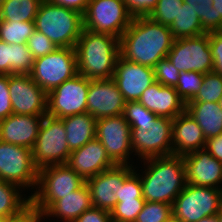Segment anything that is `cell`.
<instances>
[{"instance_id": "f35d334b", "label": "cell", "mask_w": 222, "mask_h": 222, "mask_svg": "<svg viewBox=\"0 0 222 222\" xmlns=\"http://www.w3.org/2000/svg\"><path fill=\"white\" fill-rule=\"evenodd\" d=\"M179 74V70L167 58L159 60L154 67L155 81L163 86L176 87Z\"/></svg>"}, {"instance_id": "8fae6325", "label": "cell", "mask_w": 222, "mask_h": 222, "mask_svg": "<svg viewBox=\"0 0 222 222\" xmlns=\"http://www.w3.org/2000/svg\"><path fill=\"white\" fill-rule=\"evenodd\" d=\"M0 181L16 184L21 189H36L38 168L33 162L32 150L0 141Z\"/></svg>"}, {"instance_id": "e575fe53", "label": "cell", "mask_w": 222, "mask_h": 222, "mask_svg": "<svg viewBox=\"0 0 222 222\" xmlns=\"http://www.w3.org/2000/svg\"><path fill=\"white\" fill-rule=\"evenodd\" d=\"M172 215L171 204L146 201L135 222H165Z\"/></svg>"}, {"instance_id": "2e32d148", "label": "cell", "mask_w": 222, "mask_h": 222, "mask_svg": "<svg viewBox=\"0 0 222 222\" xmlns=\"http://www.w3.org/2000/svg\"><path fill=\"white\" fill-rule=\"evenodd\" d=\"M133 171L132 165H116L87 179L92 205L111 212L117 203L119 186Z\"/></svg>"}, {"instance_id": "c3c4849f", "label": "cell", "mask_w": 222, "mask_h": 222, "mask_svg": "<svg viewBox=\"0 0 222 222\" xmlns=\"http://www.w3.org/2000/svg\"><path fill=\"white\" fill-rule=\"evenodd\" d=\"M54 5L63 6L78 11L82 15L85 13L90 0H46Z\"/></svg>"}, {"instance_id": "6da1fadb", "label": "cell", "mask_w": 222, "mask_h": 222, "mask_svg": "<svg viewBox=\"0 0 222 222\" xmlns=\"http://www.w3.org/2000/svg\"><path fill=\"white\" fill-rule=\"evenodd\" d=\"M173 41L168 26L148 16L133 17L119 39L120 56L127 61L154 68L159 60L167 58Z\"/></svg>"}, {"instance_id": "7c38bea8", "label": "cell", "mask_w": 222, "mask_h": 222, "mask_svg": "<svg viewBox=\"0 0 222 222\" xmlns=\"http://www.w3.org/2000/svg\"><path fill=\"white\" fill-rule=\"evenodd\" d=\"M90 79L76 74L47 94V115L62 119L87 112Z\"/></svg>"}, {"instance_id": "484cf974", "label": "cell", "mask_w": 222, "mask_h": 222, "mask_svg": "<svg viewBox=\"0 0 222 222\" xmlns=\"http://www.w3.org/2000/svg\"><path fill=\"white\" fill-rule=\"evenodd\" d=\"M186 111L202 129L206 139L222 133V109L215 102H187Z\"/></svg>"}, {"instance_id": "11a10c76", "label": "cell", "mask_w": 222, "mask_h": 222, "mask_svg": "<svg viewBox=\"0 0 222 222\" xmlns=\"http://www.w3.org/2000/svg\"><path fill=\"white\" fill-rule=\"evenodd\" d=\"M219 104H220V107H221V109H222V95H221V97H220V99H219Z\"/></svg>"}, {"instance_id": "d4e9b609", "label": "cell", "mask_w": 222, "mask_h": 222, "mask_svg": "<svg viewBox=\"0 0 222 222\" xmlns=\"http://www.w3.org/2000/svg\"><path fill=\"white\" fill-rule=\"evenodd\" d=\"M34 61L27 44H8L0 40V75L30 74Z\"/></svg>"}, {"instance_id": "7402d4cb", "label": "cell", "mask_w": 222, "mask_h": 222, "mask_svg": "<svg viewBox=\"0 0 222 222\" xmlns=\"http://www.w3.org/2000/svg\"><path fill=\"white\" fill-rule=\"evenodd\" d=\"M44 116L10 114L0 120V141L32 150Z\"/></svg>"}, {"instance_id": "ee69618b", "label": "cell", "mask_w": 222, "mask_h": 222, "mask_svg": "<svg viewBox=\"0 0 222 222\" xmlns=\"http://www.w3.org/2000/svg\"><path fill=\"white\" fill-rule=\"evenodd\" d=\"M8 85L9 75H0V120L12 114Z\"/></svg>"}, {"instance_id": "30bf717a", "label": "cell", "mask_w": 222, "mask_h": 222, "mask_svg": "<svg viewBox=\"0 0 222 222\" xmlns=\"http://www.w3.org/2000/svg\"><path fill=\"white\" fill-rule=\"evenodd\" d=\"M222 203V189L186 184L176 197L172 211L181 222H197L218 213Z\"/></svg>"}, {"instance_id": "ac0fdd59", "label": "cell", "mask_w": 222, "mask_h": 222, "mask_svg": "<svg viewBox=\"0 0 222 222\" xmlns=\"http://www.w3.org/2000/svg\"><path fill=\"white\" fill-rule=\"evenodd\" d=\"M125 103L123 95L112 78L90 81L87 113L94 118L122 115Z\"/></svg>"}, {"instance_id": "e0dca14e", "label": "cell", "mask_w": 222, "mask_h": 222, "mask_svg": "<svg viewBox=\"0 0 222 222\" xmlns=\"http://www.w3.org/2000/svg\"><path fill=\"white\" fill-rule=\"evenodd\" d=\"M112 79L126 102L138 101L142 93L155 82L154 68L119 56Z\"/></svg>"}, {"instance_id": "5bb4252c", "label": "cell", "mask_w": 222, "mask_h": 222, "mask_svg": "<svg viewBox=\"0 0 222 222\" xmlns=\"http://www.w3.org/2000/svg\"><path fill=\"white\" fill-rule=\"evenodd\" d=\"M95 137L116 165H132L128 162L133 153L131 127L123 114L97 119Z\"/></svg>"}, {"instance_id": "cb8c5ba5", "label": "cell", "mask_w": 222, "mask_h": 222, "mask_svg": "<svg viewBox=\"0 0 222 222\" xmlns=\"http://www.w3.org/2000/svg\"><path fill=\"white\" fill-rule=\"evenodd\" d=\"M92 206L90 189L85 182L79 189L57 200L43 215L45 219L57 217L63 222H74Z\"/></svg>"}, {"instance_id": "4316f807", "label": "cell", "mask_w": 222, "mask_h": 222, "mask_svg": "<svg viewBox=\"0 0 222 222\" xmlns=\"http://www.w3.org/2000/svg\"><path fill=\"white\" fill-rule=\"evenodd\" d=\"M67 133L70 151L77 150L96 136V121L89 113L76 114L61 119Z\"/></svg>"}, {"instance_id": "1f68e13d", "label": "cell", "mask_w": 222, "mask_h": 222, "mask_svg": "<svg viewBox=\"0 0 222 222\" xmlns=\"http://www.w3.org/2000/svg\"><path fill=\"white\" fill-rule=\"evenodd\" d=\"M222 95V76L213 71L205 73L201 87L196 96L189 102L219 103Z\"/></svg>"}, {"instance_id": "4fadbf2b", "label": "cell", "mask_w": 222, "mask_h": 222, "mask_svg": "<svg viewBox=\"0 0 222 222\" xmlns=\"http://www.w3.org/2000/svg\"><path fill=\"white\" fill-rule=\"evenodd\" d=\"M167 59L179 72L196 71L202 74L211 72L213 58L208 33L174 39Z\"/></svg>"}, {"instance_id": "b9f144b4", "label": "cell", "mask_w": 222, "mask_h": 222, "mask_svg": "<svg viewBox=\"0 0 222 222\" xmlns=\"http://www.w3.org/2000/svg\"><path fill=\"white\" fill-rule=\"evenodd\" d=\"M208 37L213 58L212 71L222 76V31L209 32Z\"/></svg>"}, {"instance_id": "f6af8a7d", "label": "cell", "mask_w": 222, "mask_h": 222, "mask_svg": "<svg viewBox=\"0 0 222 222\" xmlns=\"http://www.w3.org/2000/svg\"><path fill=\"white\" fill-rule=\"evenodd\" d=\"M44 215L31 203L18 215L6 218L4 222H41Z\"/></svg>"}, {"instance_id": "74e56055", "label": "cell", "mask_w": 222, "mask_h": 222, "mask_svg": "<svg viewBox=\"0 0 222 222\" xmlns=\"http://www.w3.org/2000/svg\"><path fill=\"white\" fill-rule=\"evenodd\" d=\"M124 180L123 184L119 186L117 201L123 200H145L143 198L142 184L140 176L135 170Z\"/></svg>"}, {"instance_id": "f1b7e54d", "label": "cell", "mask_w": 222, "mask_h": 222, "mask_svg": "<svg viewBox=\"0 0 222 222\" xmlns=\"http://www.w3.org/2000/svg\"><path fill=\"white\" fill-rule=\"evenodd\" d=\"M42 1L6 0L0 6V19L13 22H34Z\"/></svg>"}, {"instance_id": "3957f363", "label": "cell", "mask_w": 222, "mask_h": 222, "mask_svg": "<svg viewBox=\"0 0 222 222\" xmlns=\"http://www.w3.org/2000/svg\"><path fill=\"white\" fill-rule=\"evenodd\" d=\"M75 50L79 74L90 80L113 77L120 56L119 38L83 29Z\"/></svg>"}, {"instance_id": "9a60e30c", "label": "cell", "mask_w": 222, "mask_h": 222, "mask_svg": "<svg viewBox=\"0 0 222 222\" xmlns=\"http://www.w3.org/2000/svg\"><path fill=\"white\" fill-rule=\"evenodd\" d=\"M8 89L12 114L47 115V93L33 81L29 74L9 75Z\"/></svg>"}, {"instance_id": "d6986e66", "label": "cell", "mask_w": 222, "mask_h": 222, "mask_svg": "<svg viewBox=\"0 0 222 222\" xmlns=\"http://www.w3.org/2000/svg\"><path fill=\"white\" fill-rule=\"evenodd\" d=\"M183 159L188 184L222 189V162L205 148L188 153Z\"/></svg>"}, {"instance_id": "7a4b0ae2", "label": "cell", "mask_w": 222, "mask_h": 222, "mask_svg": "<svg viewBox=\"0 0 222 222\" xmlns=\"http://www.w3.org/2000/svg\"><path fill=\"white\" fill-rule=\"evenodd\" d=\"M147 167L140 176L145 201L173 205L185 188L186 174L183 156L169 155L143 160Z\"/></svg>"}, {"instance_id": "8d00e7d4", "label": "cell", "mask_w": 222, "mask_h": 222, "mask_svg": "<svg viewBox=\"0 0 222 222\" xmlns=\"http://www.w3.org/2000/svg\"><path fill=\"white\" fill-rule=\"evenodd\" d=\"M145 202V200L117 201L115 207L110 212L111 218L119 222H135Z\"/></svg>"}, {"instance_id": "7bdbcfd3", "label": "cell", "mask_w": 222, "mask_h": 222, "mask_svg": "<svg viewBox=\"0 0 222 222\" xmlns=\"http://www.w3.org/2000/svg\"><path fill=\"white\" fill-rule=\"evenodd\" d=\"M128 12L133 17L148 16L158 0H123Z\"/></svg>"}, {"instance_id": "83f0119b", "label": "cell", "mask_w": 222, "mask_h": 222, "mask_svg": "<svg viewBox=\"0 0 222 222\" xmlns=\"http://www.w3.org/2000/svg\"><path fill=\"white\" fill-rule=\"evenodd\" d=\"M169 29L174 39L195 37L206 33L202 28L197 12L185 2H183L177 18H175Z\"/></svg>"}, {"instance_id": "9c48e42d", "label": "cell", "mask_w": 222, "mask_h": 222, "mask_svg": "<svg viewBox=\"0 0 222 222\" xmlns=\"http://www.w3.org/2000/svg\"><path fill=\"white\" fill-rule=\"evenodd\" d=\"M132 19L123 0H90L83 14V27L120 39Z\"/></svg>"}, {"instance_id": "db71d44e", "label": "cell", "mask_w": 222, "mask_h": 222, "mask_svg": "<svg viewBox=\"0 0 222 222\" xmlns=\"http://www.w3.org/2000/svg\"><path fill=\"white\" fill-rule=\"evenodd\" d=\"M5 219H6V217H5V216L0 215V222H4V221H5Z\"/></svg>"}, {"instance_id": "44dd1931", "label": "cell", "mask_w": 222, "mask_h": 222, "mask_svg": "<svg viewBox=\"0 0 222 222\" xmlns=\"http://www.w3.org/2000/svg\"><path fill=\"white\" fill-rule=\"evenodd\" d=\"M138 101L160 117L174 119L186 111V103L175 87L163 86L157 81L142 93Z\"/></svg>"}, {"instance_id": "816d5d0a", "label": "cell", "mask_w": 222, "mask_h": 222, "mask_svg": "<svg viewBox=\"0 0 222 222\" xmlns=\"http://www.w3.org/2000/svg\"><path fill=\"white\" fill-rule=\"evenodd\" d=\"M165 222H181V221L178 218H176L174 215H172Z\"/></svg>"}, {"instance_id": "52a82bcc", "label": "cell", "mask_w": 222, "mask_h": 222, "mask_svg": "<svg viewBox=\"0 0 222 222\" xmlns=\"http://www.w3.org/2000/svg\"><path fill=\"white\" fill-rule=\"evenodd\" d=\"M76 74L78 71L75 48L58 47L53 52L36 58L29 75L48 94Z\"/></svg>"}, {"instance_id": "8992f818", "label": "cell", "mask_w": 222, "mask_h": 222, "mask_svg": "<svg viewBox=\"0 0 222 222\" xmlns=\"http://www.w3.org/2000/svg\"><path fill=\"white\" fill-rule=\"evenodd\" d=\"M172 123L173 119L160 116L152 122H128L135 156L146 160L173 155Z\"/></svg>"}, {"instance_id": "4dcf8cb0", "label": "cell", "mask_w": 222, "mask_h": 222, "mask_svg": "<svg viewBox=\"0 0 222 222\" xmlns=\"http://www.w3.org/2000/svg\"><path fill=\"white\" fill-rule=\"evenodd\" d=\"M35 30L34 22H13L0 19V40L8 44H26Z\"/></svg>"}, {"instance_id": "836d02e7", "label": "cell", "mask_w": 222, "mask_h": 222, "mask_svg": "<svg viewBox=\"0 0 222 222\" xmlns=\"http://www.w3.org/2000/svg\"><path fill=\"white\" fill-rule=\"evenodd\" d=\"M183 2V0H158L148 17L157 23L170 27L175 18H177Z\"/></svg>"}, {"instance_id": "5b68a950", "label": "cell", "mask_w": 222, "mask_h": 222, "mask_svg": "<svg viewBox=\"0 0 222 222\" xmlns=\"http://www.w3.org/2000/svg\"><path fill=\"white\" fill-rule=\"evenodd\" d=\"M86 181L67 164L48 165L38 169L36 191L30 203L44 214L57 200L79 189Z\"/></svg>"}, {"instance_id": "603a6c76", "label": "cell", "mask_w": 222, "mask_h": 222, "mask_svg": "<svg viewBox=\"0 0 222 222\" xmlns=\"http://www.w3.org/2000/svg\"><path fill=\"white\" fill-rule=\"evenodd\" d=\"M206 138L197 122L187 111L179 114L172 123L173 155L184 156L204 149Z\"/></svg>"}, {"instance_id": "7dc6e473", "label": "cell", "mask_w": 222, "mask_h": 222, "mask_svg": "<svg viewBox=\"0 0 222 222\" xmlns=\"http://www.w3.org/2000/svg\"><path fill=\"white\" fill-rule=\"evenodd\" d=\"M205 149L211 156L222 162V133L206 139Z\"/></svg>"}, {"instance_id": "f5cc1de1", "label": "cell", "mask_w": 222, "mask_h": 222, "mask_svg": "<svg viewBox=\"0 0 222 222\" xmlns=\"http://www.w3.org/2000/svg\"><path fill=\"white\" fill-rule=\"evenodd\" d=\"M217 216L219 218V221L222 222V203H221L220 209H219V211L217 213Z\"/></svg>"}, {"instance_id": "277c9868", "label": "cell", "mask_w": 222, "mask_h": 222, "mask_svg": "<svg viewBox=\"0 0 222 222\" xmlns=\"http://www.w3.org/2000/svg\"><path fill=\"white\" fill-rule=\"evenodd\" d=\"M34 25L35 29L49 38L57 48H75L84 29L81 13L46 0L39 6Z\"/></svg>"}, {"instance_id": "bcb514c9", "label": "cell", "mask_w": 222, "mask_h": 222, "mask_svg": "<svg viewBox=\"0 0 222 222\" xmlns=\"http://www.w3.org/2000/svg\"><path fill=\"white\" fill-rule=\"evenodd\" d=\"M110 211L99 209L92 206L87 209L82 215H80L74 222H110Z\"/></svg>"}, {"instance_id": "d590c367", "label": "cell", "mask_w": 222, "mask_h": 222, "mask_svg": "<svg viewBox=\"0 0 222 222\" xmlns=\"http://www.w3.org/2000/svg\"><path fill=\"white\" fill-rule=\"evenodd\" d=\"M197 12L203 30L206 33L216 31V9L212 6V0H183Z\"/></svg>"}, {"instance_id": "f907efd6", "label": "cell", "mask_w": 222, "mask_h": 222, "mask_svg": "<svg viewBox=\"0 0 222 222\" xmlns=\"http://www.w3.org/2000/svg\"><path fill=\"white\" fill-rule=\"evenodd\" d=\"M197 222H220V221H219V218H218V216H217V214H216V215H214V216L204 217V218L200 219V220L197 221Z\"/></svg>"}, {"instance_id": "60d3db41", "label": "cell", "mask_w": 222, "mask_h": 222, "mask_svg": "<svg viewBox=\"0 0 222 222\" xmlns=\"http://www.w3.org/2000/svg\"><path fill=\"white\" fill-rule=\"evenodd\" d=\"M123 115L127 122L154 121L158 116L149 111L139 101H129L125 103Z\"/></svg>"}, {"instance_id": "f546056e", "label": "cell", "mask_w": 222, "mask_h": 222, "mask_svg": "<svg viewBox=\"0 0 222 222\" xmlns=\"http://www.w3.org/2000/svg\"><path fill=\"white\" fill-rule=\"evenodd\" d=\"M21 191L16 184L0 181V215L13 217L30 204V196L23 198Z\"/></svg>"}, {"instance_id": "681fc988", "label": "cell", "mask_w": 222, "mask_h": 222, "mask_svg": "<svg viewBox=\"0 0 222 222\" xmlns=\"http://www.w3.org/2000/svg\"><path fill=\"white\" fill-rule=\"evenodd\" d=\"M212 6L216 9V31H222V0H212Z\"/></svg>"}, {"instance_id": "d6a6232c", "label": "cell", "mask_w": 222, "mask_h": 222, "mask_svg": "<svg viewBox=\"0 0 222 222\" xmlns=\"http://www.w3.org/2000/svg\"><path fill=\"white\" fill-rule=\"evenodd\" d=\"M203 78L204 74L196 71L180 72L175 89L185 103L191 101L196 96Z\"/></svg>"}, {"instance_id": "9f6ffc18", "label": "cell", "mask_w": 222, "mask_h": 222, "mask_svg": "<svg viewBox=\"0 0 222 222\" xmlns=\"http://www.w3.org/2000/svg\"><path fill=\"white\" fill-rule=\"evenodd\" d=\"M6 0H0V6L5 2Z\"/></svg>"}, {"instance_id": "ab89813d", "label": "cell", "mask_w": 222, "mask_h": 222, "mask_svg": "<svg viewBox=\"0 0 222 222\" xmlns=\"http://www.w3.org/2000/svg\"><path fill=\"white\" fill-rule=\"evenodd\" d=\"M26 44L35 59L45 56L57 48L49 38L37 30L34 31Z\"/></svg>"}, {"instance_id": "ffe728a7", "label": "cell", "mask_w": 222, "mask_h": 222, "mask_svg": "<svg viewBox=\"0 0 222 222\" xmlns=\"http://www.w3.org/2000/svg\"><path fill=\"white\" fill-rule=\"evenodd\" d=\"M67 165L85 181L116 166L96 137L81 148L72 151Z\"/></svg>"}, {"instance_id": "ba28073f", "label": "cell", "mask_w": 222, "mask_h": 222, "mask_svg": "<svg viewBox=\"0 0 222 222\" xmlns=\"http://www.w3.org/2000/svg\"><path fill=\"white\" fill-rule=\"evenodd\" d=\"M70 153L63 121L45 115L32 148L35 166L40 169L48 165L67 164Z\"/></svg>"}]
</instances>
